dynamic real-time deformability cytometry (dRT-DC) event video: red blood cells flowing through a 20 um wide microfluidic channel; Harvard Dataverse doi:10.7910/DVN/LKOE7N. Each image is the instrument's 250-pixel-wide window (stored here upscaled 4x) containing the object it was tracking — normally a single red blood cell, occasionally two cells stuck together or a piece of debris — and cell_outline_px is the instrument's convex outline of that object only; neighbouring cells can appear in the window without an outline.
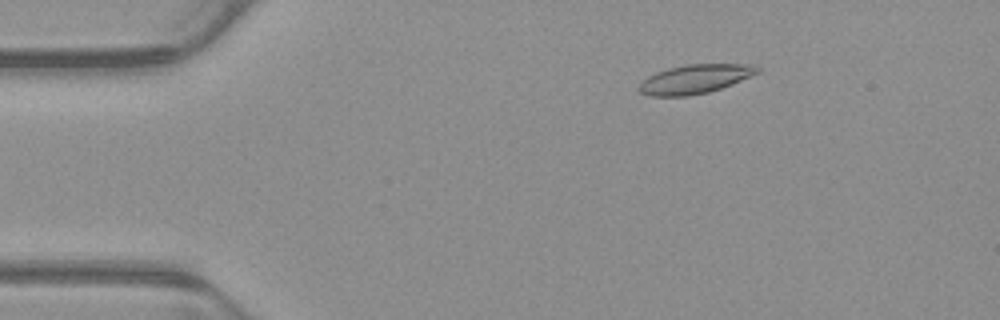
{"species": "common noctule bat (a hibernating species)", "species_latin": "Nyctalus noctula", "temperature_condition": "warm", "stored_images_in_passage": 54, "camera_frame_rate_fps": 3000, "um_per_image_px": 0.085, "animal": {"sex": "male", "body_mass_g": 23.1, "forearm_length_mm": 52.7}, "frame": {"image": 1, "passage_image": 9, "time_ms": 2.667, "image_size_px": [1000, 320], "cell_outline_px": [[760, 72], [732, 84], [708, 92], [688, 96], [648, 96], [640, 92], [636, 88], [648, 76], [656, 72], [668, 68], [688, 64], [756, 64], [760, 68]], "centroid_in_image_um": [59.07, 6.71], "position_along_channel_um": 25.9, "area_um2": 20.06}}
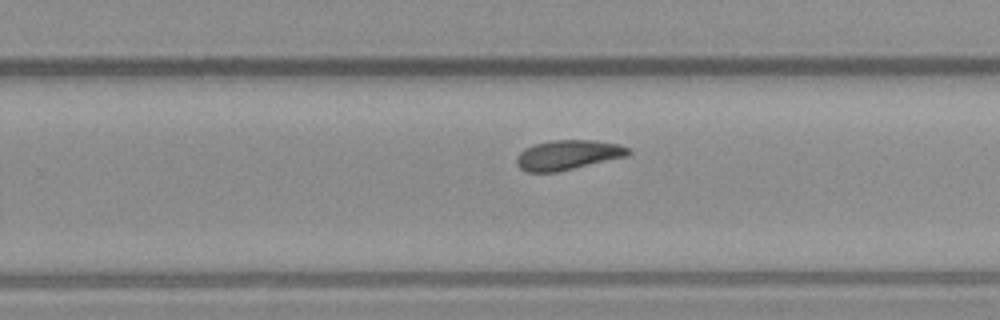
{"frame": {"image": 2, "passage_image": 34, "time_ms": 11.0, "image_size_px": [1000, 320], "cell_outline_px": [[632, 152], [628, 156], [556, 172], [528, 172], [520, 168], [516, 164], [516, 156], [524, 148], [532, 144], [552, 140], [592, 140], [616, 144], [628, 148]], "centroid_in_image_um": [48.23, 13.17], "position_along_channel_um": 281.6, "area_um2": 19.36}}
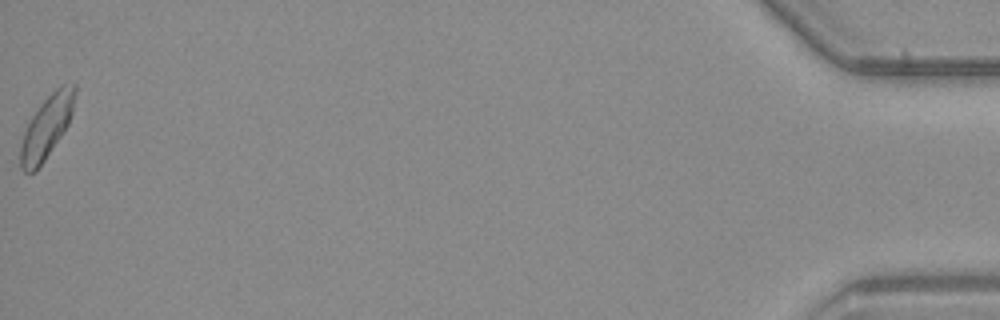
{"frame": {"image": 3, "passage_image": 54, "time_ms": 17.667, "image_size_px": [1000, 320], "cell_outline_px": [[76, 92], [72, 112], [68, 124], [36, 172], [24, 172], [20, 168], [20, 148], [24, 132], [32, 116], [40, 104], [60, 84], [72, 80], [76, 84]], "centroid_in_image_um": [3.98, 10.74], "position_along_channel_um": 431.2, "area_um2": 19.77}, "authors_computed_cell_mechanics": {"area_um2": 19.6231, "velocity_mm_per_s": 3.8641, "shape_relaxation_time_tau1_ms": 5.8775, "shape_relaxation_time_tau2_ms": null, "deformation_change_tau1": 0.1288, "deformation_change_tau2": null}}